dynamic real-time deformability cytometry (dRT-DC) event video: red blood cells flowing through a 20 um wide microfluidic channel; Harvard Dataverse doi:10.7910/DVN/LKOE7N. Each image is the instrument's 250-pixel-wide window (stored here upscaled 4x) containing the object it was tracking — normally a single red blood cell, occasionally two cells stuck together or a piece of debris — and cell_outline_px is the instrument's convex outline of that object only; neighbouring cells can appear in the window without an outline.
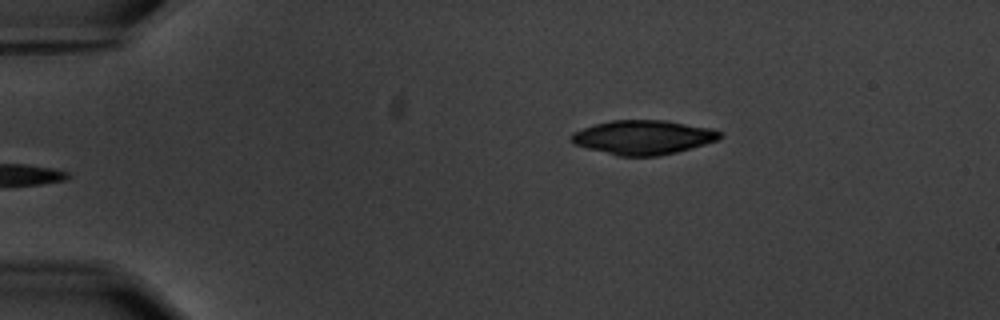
{"species": "common noctule bat (a hibernating species)", "species_latin": "Nyctalus noctula", "temperature_condition": "warm", "stored_images_in_passage": 5, "segment_of_instrument_passage": [2, 2], "camera_frame_rate_fps": 3000, "um_per_image_px": 0.085, "animal": {"sex": "male", "body_mass_g": 20.1, "forearm_length_mm": 53.5}, "frame": {"image": 1, "passage_image": 5, "time_ms": 4.667, "image_size_px": [1000, 320], "cell_outline_px": [[724, 136], [720, 140], [692, 148], [676, 152], [656, 156], [616, 156], [572, 144], [572, 132], [596, 124], [612, 120], [664, 120], [712, 128], [724, 132]], "centroid_in_image_um": [54.73, 11.67], "position_along_channel_um": 30.3, "area_um2": 29.82}}